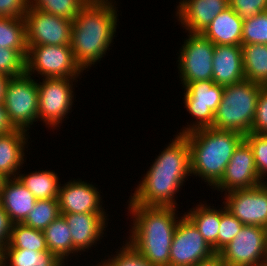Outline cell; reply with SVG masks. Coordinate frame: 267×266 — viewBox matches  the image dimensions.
<instances>
[{
    "mask_svg": "<svg viewBox=\"0 0 267 266\" xmlns=\"http://www.w3.org/2000/svg\"><path fill=\"white\" fill-rule=\"evenodd\" d=\"M262 266H267V258L265 259L264 263L262 264Z\"/></svg>",
    "mask_w": 267,
    "mask_h": 266,
    "instance_id": "f6af8a7d",
    "label": "cell"
},
{
    "mask_svg": "<svg viewBox=\"0 0 267 266\" xmlns=\"http://www.w3.org/2000/svg\"><path fill=\"white\" fill-rule=\"evenodd\" d=\"M86 3L85 0H29V7L74 20Z\"/></svg>",
    "mask_w": 267,
    "mask_h": 266,
    "instance_id": "4dcf8cb0",
    "label": "cell"
},
{
    "mask_svg": "<svg viewBox=\"0 0 267 266\" xmlns=\"http://www.w3.org/2000/svg\"><path fill=\"white\" fill-rule=\"evenodd\" d=\"M267 44V11L243 21L242 45Z\"/></svg>",
    "mask_w": 267,
    "mask_h": 266,
    "instance_id": "d6a6232c",
    "label": "cell"
},
{
    "mask_svg": "<svg viewBox=\"0 0 267 266\" xmlns=\"http://www.w3.org/2000/svg\"><path fill=\"white\" fill-rule=\"evenodd\" d=\"M19 181L34 195L37 200L57 199L59 193L58 173L54 170H36L28 174L18 173Z\"/></svg>",
    "mask_w": 267,
    "mask_h": 266,
    "instance_id": "d4e9b609",
    "label": "cell"
},
{
    "mask_svg": "<svg viewBox=\"0 0 267 266\" xmlns=\"http://www.w3.org/2000/svg\"><path fill=\"white\" fill-rule=\"evenodd\" d=\"M244 140L252 148L255 166L259 178L267 182V134L248 133Z\"/></svg>",
    "mask_w": 267,
    "mask_h": 266,
    "instance_id": "836d02e7",
    "label": "cell"
},
{
    "mask_svg": "<svg viewBox=\"0 0 267 266\" xmlns=\"http://www.w3.org/2000/svg\"><path fill=\"white\" fill-rule=\"evenodd\" d=\"M4 249H32L40 252L48 250L43 231L23 223L12 225L9 244Z\"/></svg>",
    "mask_w": 267,
    "mask_h": 266,
    "instance_id": "f1b7e54d",
    "label": "cell"
},
{
    "mask_svg": "<svg viewBox=\"0 0 267 266\" xmlns=\"http://www.w3.org/2000/svg\"><path fill=\"white\" fill-rule=\"evenodd\" d=\"M264 86L243 80L224 87L222 101L214 115L213 128L250 133L258 95Z\"/></svg>",
    "mask_w": 267,
    "mask_h": 266,
    "instance_id": "5b68a950",
    "label": "cell"
},
{
    "mask_svg": "<svg viewBox=\"0 0 267 266\" xmlns=\"http://www.w3.org/2000/svg\"><path fill=\"white\" fill-rule=\"evenodd\" d=\"M61 215L70 228L73 247L80 255L91 250V247H97L96 244L99 245L102 238L107 235L105 231L109 226L108 220L110 219L107 213H65Z\"/></svg>",
    "mask_w": 267,
    "mask_h": 266,
    "instance_id": "e0dca14e",
    "label": "cell"
},
{
    "mask_svg": "<svg viewBox=\"0 0 267 266\" xmlns=\"http://www.w3.org/2000/svg\"><path fill=\"white\" fill-rule=\"evenodd\" d=\"M242 47L245 80L267 86V44H246Z\"/></svg>",
    "mask_w": 267,
    "mask_h": 266,
    "instance_id": "4316f807",
    "label": "cell"
},
{
    "mask_svg": "<svg viewBox=\"0 0 267 266\" xmlns=\"http://www.w3.org/2000/svg\"><path fill=\"white\" fill-rule=\"evenodd\" d=\"M12 225L13 223L11 222L8 214L0 205V250L1 251L9 244Z\"/></svg>",
    "mask_w": 267,
    "mask_h": 266,
    "instance_id": "ab89813d",
    "label": "cell"
},
{
    "mask_svg": "<svg viewBox=\"0 0 267 266\" xmlns=\"http://www.w3.org/2000/svg\"><path fill=\"white\" fill-rule=\"evenodd\" d=\"M183 88L184 107L193 118L177 134L185 135L198 129L212 127L215 112L222 101L224 86L207 80L192 82Z\"/></svg>",
    "mask_w": 267,
    "mask_h": 266,
    "instance_id": "ba28073f",
    "label": "cell"
},
{
    "mask_svg": "<svg viewBox=\"0 0 267 266\" xmlns=\"http://www.w3.org/2000/svg\"><path fill=\"white\" fill-rule=\"evenodd\" d=\"M81 78H43L37 79L39 108L38 121L51 130L61 129L68 119L74 104V87ZM65 119V120H64ZM58 128V129H57Z\"/></svg>",
    "mask_w": 267,
    "mask_h": 266,
    "instance_id": "8992f818",
    "label": "cell"
},
{
    "mask_svg": "<svg viewBox=\"0 0 267 266\" xmlns=\"http://www.w3.org/2000/svg\"><path fill=\"white\" fill-rule=\"evenodd\" d=\"M215 252L195 225L183 214L170 247V266H194Z\"/></svg>",
    "mask_w": 267,
    "mask_h": 266,
    "instance_id": "4fadbf2b",
    "label": "cell"
},
{
    "mask_svg": "<svg viewBox=\"0 0 267 266\" xmlns=\"http://www.w3.org/2000/svg\"><path fill=\"white\" fill-rule=\"evenodd\" d=\"M194 266H227L219 253H214L211 257L202 260Z\"/></svg>",
    "mask_w": 267,
    "mask_h": 266,
    "instance_id": "b9f144b4",
    "label": "cell"
},
{
    "mask_svg": "<svg viewBox=\"0 0 267 266\" xmlns=\"http://www.w3.org/2000/svg\"><path fill=\"white\" fill-rule=\"evenodd\" d=\"M65 266H69V265L66 264ZM90 266H101V265L99 264V261H98V263L96 265H93V263H92V265L90 264Z\"/></svg>",
    "mask_w": 267,
    "mask_h": 266,
    "instance_id": "ee69618b",
    "label": "cell"
},
{
    "mask_svg": "<svg viewBox=\"0 0 267 266\" xmlns=\"http://www.w3.org/2000/svg\"><path fill=\"white\" fill-rule=\"evenodd\" d=\"M115 0L87 2L73 20L70 47L78 65L86 72L112 48L119 21ZM108 50V51H107Z\"/></svg>",
    "mask_w": 267,
    "mask_h": 266,
    "instance_id": "7a4b0ae2",
    "label": "cell"
},
{
    "mask_svg": "<svg viewBox=\"0 0 267 266\" xmlns=\"http://www.w3.org/2000/svg\"><path fill=\"white\" fill-rule=\"evenodd\" d=\"M29 0H0V17L24 18Z\"/></svg>",
    "mask_w": 267,
    "mask_h": 266,
    "instance_id": "f35d334b",
    "label": "cell"
},
{
    "mask_svg": "<svg viewBox=\"0 0 267 266\" xmlns=\"http://www.w3.org/2000/svg\"><path fill=\"white\" fill-rule=\"evenodd\" d=\"M212 81L221 86L245 80L241 45H215Z\"/></svg>",
    "mask_w": 267,
    "mask_h": 266,
    "instance_id": "ffe728a7",
    "label": "cell"
},
{
    "mask_svg": "<svg viewBox=\"0 0 267 266\" xmlns=\"http://www.w3.org/2000/svg\"><path fill=\"white\" fill-rule=\"evenodd\" d=\"M3 104L16 129L26 131L38 123L39 95L37 79L26 73L9 80Z\"/></svg>",
    "mask_w": 267,
    "mask_h": 266,
    "instance_id": "9c48e42d",
    "label": "cell"
},
{
    "mask_svg": "<svg viewBox=\"0 0 267 266\" xmlns=\"http://www.w3.org/2000/svg\"><path fill=\"white\" fill-rule=\"evenodd\" d=\"M79 179V180H78ZM77 180H69L60 184L58 204L60 213H107L103 206V198L96 183Z\"/></svg>",
    "mask_w": 267,
    "mask_h": 266,
    "instance_id": "2e32d148",
    "label": "cell"
},
{
    "mask_svg": "<svg viewBox=\"0 0 267 266\" xmlns=\"http://www.w3.org/2000/svg\"><path fill=\"white\" fill-rule=\"evenodd\" d=\"M223 206V207H222ZM244 226L233 214H231L224 203L221 205V222L217 236V253L229 244L235 235Z\"/></svg>",
    "mask_w": 267,
    "mask_h": 266,
    "instance_id": "e575fe53",
    "label": "cell"
},
{
    "mask_svg": "<svg viewBox=\"0 0 267 266\" xmlns=\"http://www.w3.org/2000/svg\"><path fill=\"white\" fill-rule=\"evenodd\" d=\"M34 195L18 178L3 179L0 186V205L11 222L23 223L36 203Z\"/></svg>",
    "mask_w": 267,
    "mask_h": 266,
    "instance_id": "44dd1931",
    "label": "cell"
},
{
    "mask_svg": "<svg viewBox=\"0 0 267 266\" xmlns=\"http://www.w3.org/2000/svg\"><path fill=\"white\" fill-rule=\"evenodd\" d=\"M190 147L191 176L199 177L211 189L221 180L234 150L244 135L213 127L185 134Z\"/></svg>",
    "mask_w": 267,
    "mask_h": 266,
    "instance_id": "277c9868",
    "label": "cell"
},
{
    "mask_svg": "<svg viewBox=\"0 0 267 266\" xmlns=\"http://www.w3.org/2000/svg\"><path fill=\"white\" fill-rule=\"evenodd\" d=\"M60 215L58 199L36 200L33 210L29 212L23 224L43 231Z\"/></svg>",
    "mask_w": 267,
    "mask_h": 266,
    "instance_id": "f546056e",
    "label": "cell"
},
{
    "mask_svg": "<svg viewBox=\"0 0 267 266\" xmlns=\"http://www.w3.org/2000/svg\"><path fill=\"white\" fill-rule=\"evenodd\" d=\"M122 242L114 255L99 261L101 266H152L127 240Z\"/></svg>",
    "mask_w": 267,
    "mask_h": 266,
    "instance_id": "1f68e13d",
    "label": "cell"
},
{
    "mask_svg": "<svg viewBox=\"0 0 267 266\" xmlns=\"http://www.w3.org/2000/svg\"><path fill=\"white\" fill-rule=\"evenodd\" d=\"M17 130L12 124L3 102H0V135Z\"/></svg>",
    "mask_w": 267,
    "mask_h": 266,
    "instance_id": "60d3db41",
    "label": "cell"
},
{
    "mask_svg": "<svg viewBox=\"0 0 267 266\" xmlns=\"http://www.w3.org/2000/svg\"><path fill=\"white\" fill-rule=\"evenodd\" d=\"M229 6L246 20L267 11V0H229Z\"/></svg>",
    "mask_w": 267,
    "mask_h": 266,
    "instance_id": "8d00e7d4",
    "label": "cell"
},
{
    "mask_svg": "<svg viewBox=\"0 0 267 266\" xmlns=\"http://www.w3.org/2000/svg\"><path fill=\"white\" fill-rule=\"evenodd\" d=\"M29 136L28 132L20 129L0 135V177L2 179L17 178L18 173L21 172L26 162L25 151L30 150L28 149L31 141Z\"/></svg>",
    "mask_w": 267,
    "mask_h": 266,
    "instance_id": "d6986e66",
    "label": "cell"
},
{
    "mask_svg": "<svg viewBox=\"0 0 267 266\" xmlns=\"http://www.w3.org/2000/svg\"><path fill=\"white\" fill-rule=\"evenodd\" d=\"M223 197L226 209L242 224L267 229V182L227 192Z\"/></svg>",
    "mask_w": 267,
    "mask_h": 266,
    "instance_id": "5bb4252c",
    "label": "cell"
},
{
    "mask_svg": "<svg viewBox=\"0 0 267 266\" xmlns=\"http://www.w3.org/2000/svg\"><path fill=\"white\" fill-rule=\"evenodd\" d=\"M219 254L227 266H262L267 258V229L244 225Z\"/></svg>",
    "mask_w": 267,
    "mask_h": 266,
    "instance_id": "8fae6325",
    "label": "cell"
},
{
    "mask_svg": "<svg viewBox=\"0 0 267 266\" xmlns=\"http://www.w3.org/2000/svg\"><path fill=\"white\" fill-rule=\"evenodd\" d=\"M126 209L132 221L126 240L152 266H170L173 235L183 216L178 207L128 204Z\"/></svg>",
    "mask_w": 267,
    "mask_h": 266,
    "instance_id": "3957f363",
    "label": "cell"
},
{
    "mask_svg": "<svg viewBox=\"0 0 267 266\" xmlns=\"http://www.w3.org/2000/svg\"><path fill=\"white\" fill-rule=\"evenodd\" d=\"M11 78L0 73V102L4 101L7 85Z\"/></svg>",
    "mask_w": 267,
    "mask_h": 266,
    "instance_id": "7bdbcfd3",
    "label": "cell"
},
{
    "mask_svg": "<svg viewBox=\"0 0 267 266\" xmlns=\"http://www.w3.org/2000/svg\"><path fill=\"white\" fill-rule=\"evenodd\" d=\"M175 16L185 33L201 34L212 20L229 7V0H180Z\"/></svg>",
    "mask_w": 267,
    "mask_h": 266,
    "instance_id": "ac0fdd59",
    "label": "cell"
},
{
    "mask_svg": "<svg viewBox=\"0 0 267 266\" xmlns=\"http://www.w3.org/2000/svg\"><path fill=\"white\" fill-rule=\"evenodd\" d=\"M0 266H2V264H1V250H0Z\"/></svg>",
    "mask_w": 267,
    "mask_h": 266,
    "instance_id": "bcb514c9",
    "label": "cell"
},
{
    "mask_svg": "<svg viewBox=\"0 0 267 266\" xmlns=\"http://www.w3.org/2000/svg\"><path fill=\"white\" fill-rule=\"evenodd\" d=\"M25 61L26 74L34 78H80L84 73L70 45L30 46Z\"/></svg>",
    "mask_w": 267,
    "mask_h": 266,
    "instance_id": "52a82bcc",
    "label": "cell"
},
{
    "mask_svg": "<svg viewBox=\"0 0 267 266\" xmlns=\"http://www.w3.org/2000/svg\"><path fill=\"white\" fill-rule=\"evenodd\" d=\"M179 49L178 76L184 87L196 81L212 80L214 44L201 34L187 33Z\"/></svg>",
    "mask_w": 267,
    "mask_h": 266,
    "instance_id": "30bf717a",
    "label": "cell"
},
{
    "mask_svg": "<svg viewBox=\"0 0 267 266\" xmlns=\"http://www.w3.org/2000/svg\"><path fill=\"white\" fill-rule=\"evenodd\" d=\"M206 202L205 200L203 203H197L195 207L193 206V208L188 209L184 215L195 225L204 240L217 253V236L221 222V207L218 209Z\"/></svg>",
    "mask_w": 267,
    "mask_h": 266,
    "instance_id": "603a6c76",
    "label": "cell"
},
{
    "mask_svg": "<svg viewBox=\"0 0 267 266\" xmlns=\"http://www.w3.org/2000/svg\"><path fill=\"white\" fill-rule=\"evenodd\" d=\"M262 183L257 174L252 148L243 140L234 150L223 177L212 190L225 194L233 190L250 189Z\"/></svg>",
    "mask_w": 267,
    "mask_h": 266,
    "instance_id": "9a60e30c",
    "label": "cell"
},
{
    "mask_svg": "<svg viewBox=\"0 0 267 266\" xmlns=\"http://www.w3.org/2000/svg\"><path fill=\"white\" fill-rule=\"evenodd\" d=\"M0 73L10 78L24 75L25 58L17 50L0 47Z\"/></svg>",
    "mask_w": 267,
    "mask_h": 266,
    "instance_id": "d590c367",
    "label": "cell"
},
{
    "mask_svg": "<svg viewBox=\"0 0 267 266\" xmlns=\"http://www.w3.org/2000/svg\"><path fill=\"white\" fill-rule=\"evenodd\" d=\"M2 266H65L58 256L47 251L29 249H3Z\"/></svg>",
    "mask_w": 267,
    "mask_h": 266,
    "instance_id": "484cf974",
    "label": "cell"
},
{
    "mask_svg": "<svg viewBox=\"0 0 267 266\" xmlns=\"http://www.w3.org/2000/svg\"><path fill=\"white\" fill-rule=\"evenodd\" d=\"M43 233L48 250L64 263L69 264L68 261L70 262L73 256L78 258L79 252L73 247L70 228L62 215L49 224Z\"/></svg>",
    "mask_w": 267,
    "mask_h": 266,
    "instance_id": "cb8c5ba5",
    "label": "cell"
},
{
    "mask_svg": "<svg viewBox=\"0 0 267 266\" xmlns=\"http://www.w3.org/2000/svg\"><path fill=\"white\" fill-rule=\"evenodd\" d=\"M243 19L229 6L201 33L214 45H242Z\"/></svg>",
    "mask_w": 267,
    "mask_h": 266,
    "instance_id": "7402d4cb",
    "label": "cell"
},
{
    "mask_svg": "<svg viewBox=\"0 0 267 266\" xmlns=\"http://www.w3.org/2000/svg\"><path fill=\"white\" fill-rule=\"evenodd\" d=\"M25 19L27 49L34 45H70L73 20L28 7Z\"/></svg>",
    "mask_w": 267,
    "mask_h": 266,
    "instance_id": "7c38bea8",
    "label": "cell"
},
{
    "mask_svg": "<svg viewBox=\"0 0 267 266\" xmlns=\"http://www.w3.org/2000/svg\"><path fill=\"white\" fill-rule=\"evenodd\" d=\"M250 132L267 134V86L263 87L259 92L255 116Z\"/></svg>",
    "mask_w": 267,
    "mask_h": 266,
    "instance_id": "74e56055",
    "label": "cell"
},
{
    "mask_svg": "<svg viewBox=\"0 0 267 266\" xmlns=\"http://www.w3.org/2000/svg\"><path fill=\"white\" fill-rule=\"evenodd\" d=\"M152 161L130 193L127 204L177 207V193L191 176L190 147L185 135L176 134ZM176 196V197H175Z\"/></svg>",
    "mask_w": 267,
    "mask_h": 266,
    "instance_id": "6da1fadb",
    "label": "cell"
},
{
    "mask_svg": "<svg viewBox=\"0 0 267 266\" xmlns=\"http://www.w3.org/2000/svg\"><path fill=\"white\" fill-rule=\"evenodd\" d=\"M0 47L17 50L27 56L24 18L0 17Z\"/></svg>",
    "mask_w": 267,
    "mask_h": 266,
    "instance_id": "83f0119b",
    "label": "cell"
}]
</instances>
